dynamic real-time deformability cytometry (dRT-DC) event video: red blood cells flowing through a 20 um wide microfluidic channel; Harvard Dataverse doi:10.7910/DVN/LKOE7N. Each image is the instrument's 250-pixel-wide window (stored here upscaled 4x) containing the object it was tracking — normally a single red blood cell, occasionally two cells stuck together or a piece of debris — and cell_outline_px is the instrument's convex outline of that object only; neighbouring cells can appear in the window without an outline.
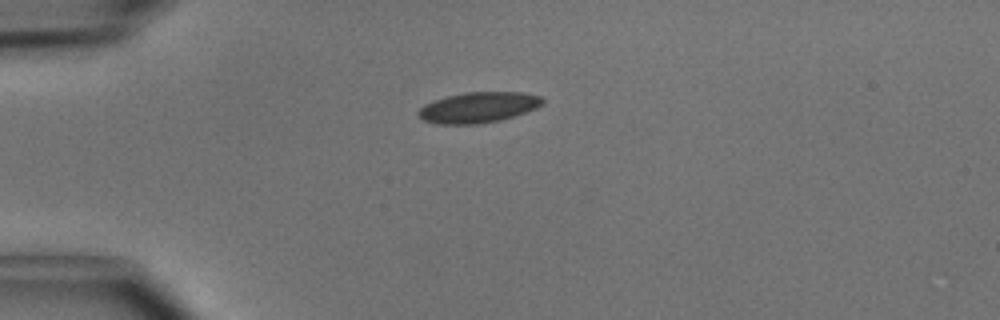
{"species": "common noctule bat (a hibernating species)", "species_latin": "Nyctalus noctula", "temperature_condition": "cold", "stored_images_in_passage": 38, "camera_frame_rate_fps": 3000, "um_per_image_px": 0.085, "animal": {"sex": "male", "body_mass_g": 15.6}, "frame": {"image": 1, "passage_image": 1, "time_ms": 0.0, "image_size_px": [1000, 320], "cell_outline_px": [[544, 104], [536, 108], [500, 120], [476, 124], [436, 124], [424, 120], [416, 116], [416, 112], [424, 104], [432, 100], [464, 92], [520, 92], [540, 96], [544, 100]], "centroid_in_image_um": [40.61, 9.13], "position_along_channel_um": 44.4, "area_um2": 22.2}}
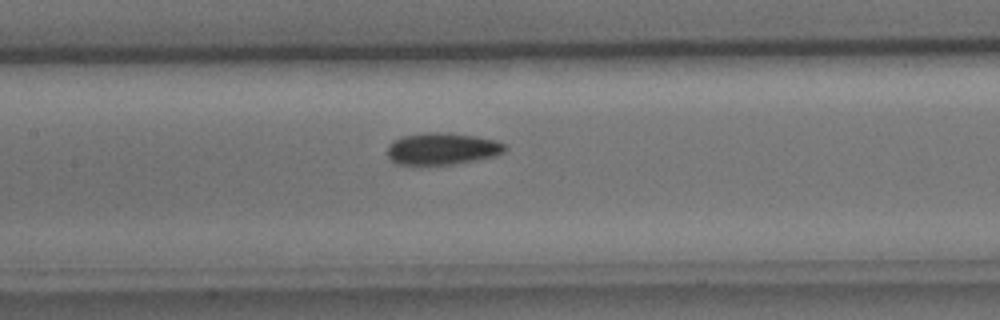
{"frame": {"image": 2, "passage_image": 12, "time_ms": 3.667, "image_size_px": [1000, 320], "cell_outline_px": [[508, 148], [504, 152], [496, 156], [456, 164], [396, 164], [388, 156], [388, 144], [392, 140], [404, 136], [424, 132], [448, 132], [476, 136], [496, 140], [504, 144]], "centroid_in_image_um": [37.61, 12.63], "position_along_channel_um": 169.8, "area_um2": 22.02}}
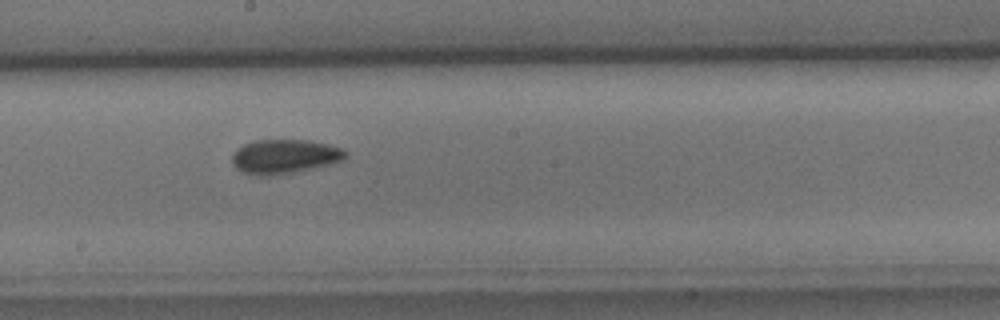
{"frame": {"image": 3, "passage_image": 16, "time_ms": 5.0, "image_size_px": [1000, 320], "cell_outline_px": [[348, 156], [344, 160], [292, 172], [268, 176], [260, 176], [244, 172], [236, 168], [232, 164], [232, 152], [236, 148], [244, 144], [256, 140], [308, 140], [328, 144], [344, 148], [348, 152]], "centroid_in_image_um": [24.18, 13.28], "position_along_channel_um": 224.0, "area_um2": 22.6}, "authors_computed_cell_mechanics": {"area_um2": 21.1259, "velocity_mm_per_s": 4.0737, "shape_relaxation_time_tau1_ms": 3.3787, "shape_relaxation_time_tau2_ms": 2.8509, "deformation_change_tau1": 0.0975, "deformation_change_tau2": 0.0605}}